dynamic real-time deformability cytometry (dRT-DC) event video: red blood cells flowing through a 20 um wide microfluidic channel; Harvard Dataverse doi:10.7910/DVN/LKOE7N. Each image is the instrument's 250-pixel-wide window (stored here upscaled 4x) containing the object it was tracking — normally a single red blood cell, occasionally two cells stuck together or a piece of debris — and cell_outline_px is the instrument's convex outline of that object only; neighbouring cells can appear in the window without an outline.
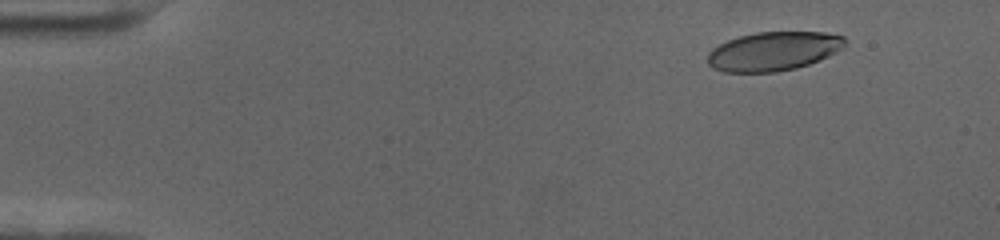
{"species": "human", "species_latin": "Homo sapiens", "temperature_condition": "cold", "stored_images_in_passage": 59, "camera_frame_rate_fps": 3000, "um_per_image_px": 0.085, "donor": {"sex": "female"}, "frame": {"image": 1, "passage_image": 7, "time_ms": 2.0, "image_size_px": [1000, 240], "cell_outline_px": [[844, 48], [820, 60], [796, 68], [776, 72], [724, 72], [712, 68], [708, 64], [708, 52], [712, 48], [728, 40], [740, 36], [756, 32], [824, 32], [844, 36]], "centroid_in_image_um": [65.73, 4.36], "position_along_channel_um": 19.3, "area_um2": 31.21}}
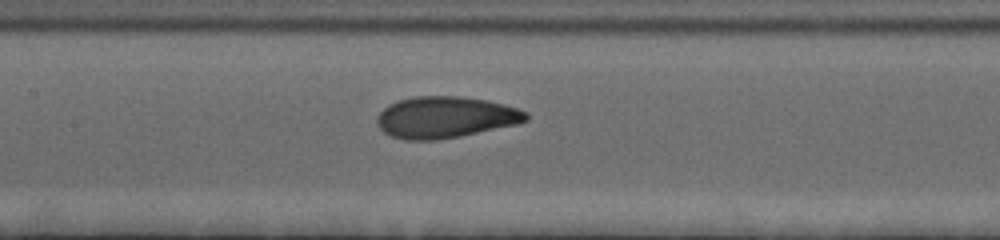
{"frame": {"image": 2, "passage_image": 29, "time_ms": 9.333, "image_size_px": [1000, 240], "cell_outline_px": [[528, 120], [520, 124], [460, 136], [436, 140], [404, 140], [392, 136], [384, 132], [376, 124], [376, 116], [388, 104], [396, 100], [412, 96], [460, 96], [488, 100], [504, 104], [528, 112]], "centroid_in_image_um": [37.85, 9.96], "position_along_channel_um": 169.5, "area_um2": 36.41}}
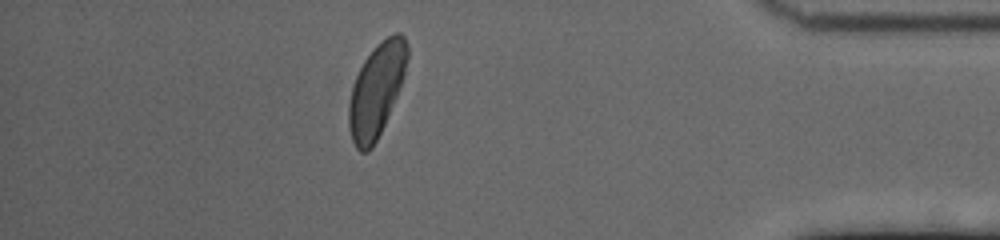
{"frame": {"image": 3, "passage_image": 52, "time_ms": 17.0, "image_size_px": [1000, 240], "cell_outline_px": [[408, 56], [404, 76], [396, 96], [384, 124], [372, 148], [368, 152], [360, 152], [356, 148], [352, 140], [348, 124], [348, 104], [352, 84], [364, 60], [376, 44], [380, 40], [396, 32], [400, 32], [404, 36], [408, 44]], "centroid_in_image_um": [31.99, 7.64], "position_along_channel_um": 403.2, "area_um2": 31.73}, "authors_computed_cell_mechanics": {"area_um2": 34.5066, "velocity_mm_per_s": 3.5259, "shape_relaxation_time_tau1_ms": 3.9066, "shape_relaxation_time_tau2_ms": 1.3132, "deformation_change_tau1": 0.1761, "deformation_change_tau2": 0.0606}}